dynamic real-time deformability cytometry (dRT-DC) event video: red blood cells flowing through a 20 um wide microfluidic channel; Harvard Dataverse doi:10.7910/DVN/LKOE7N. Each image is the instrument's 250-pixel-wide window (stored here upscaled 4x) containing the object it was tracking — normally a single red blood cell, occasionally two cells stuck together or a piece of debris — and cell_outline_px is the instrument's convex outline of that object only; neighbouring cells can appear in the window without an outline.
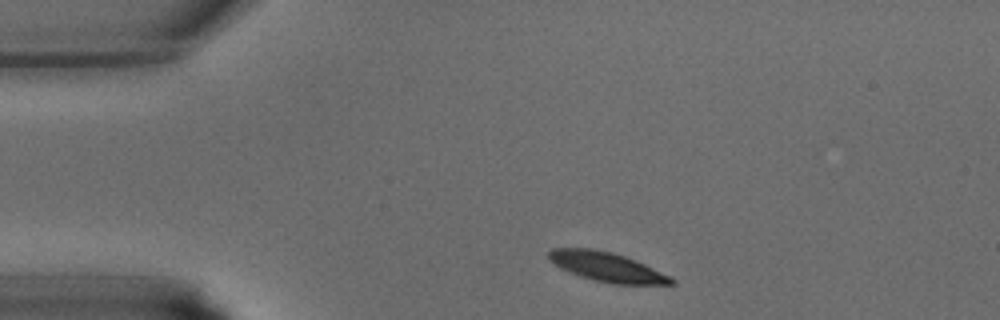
{"species": "common noctule bat (a hibernating species)", "species_latin": "Nyctalus noctula", "temperature_condition": "warm", "stored_images_in_passage": 29, "camera_frame_rate_fps": 3000, "um_per_image_px": 0.085, "animal": {"sex": "male", "body_mass_g": 15.6}, "frame": {"image": 1, "passage_image": 1, "time_ms": 0.0, "image_size_px": [1000, 320], "cell_outline_px": [[676, 284], [612, 284], [580, 276], [560, 268], [548, 260], [548, 252], [552, 248], [588, 248], [612, 252], [636, 260], [672, 276], [676, 280]], "centroid_in_image_um": [51.61, 22.69], "position_along_channel_um": 33.4, "area_um2": 21.04}}
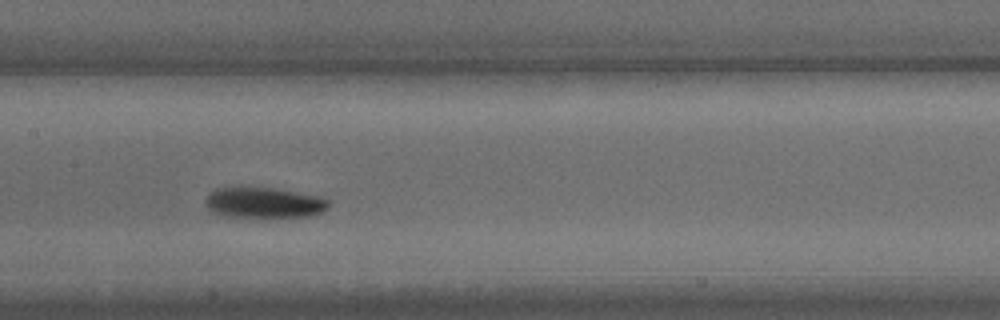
{"frame": {"image": 2, "passage_image": 13, "time_ms": 4.0, "image_size_px": [1000, 320], "cell_outline_px": [[328, 208], [324, 212], [312, 216], [256, 220], [224, 216], [208, 208], [204, 200], [216, 188], [272, 188], [324, 196], [328, 200]], "centroid_in_image_um": [22.52, 17.29], "position_along_channel_um": 184.9, "area_um2": 22.89}}
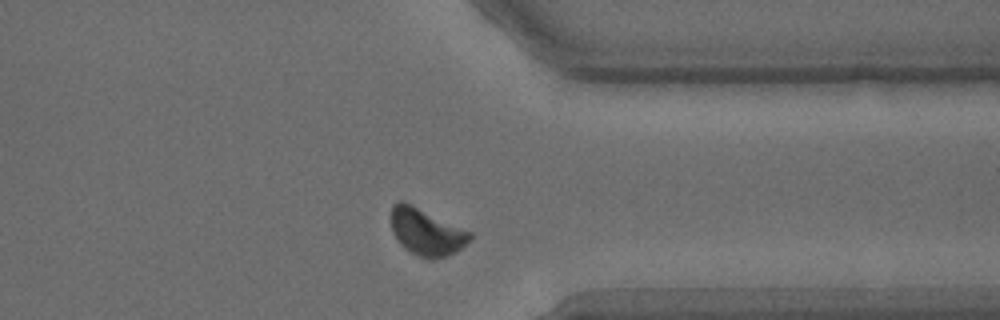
{"frame": {"image": 3, "passage_image": 25, "time_ms": 8.0, "image_size_px": [1000, 320], "cell_outline_px": [[472, 240], [456, 252], [444, 256], [428, 260], [404, 248], [400, 244], [392, 232], [392, 204], [400, 200], [404, 200], [472, 232]], "centroid_in_image_um": [36.26, 19.7], "position_along_channel_um": 375.1, "area_um2": 21.62}}